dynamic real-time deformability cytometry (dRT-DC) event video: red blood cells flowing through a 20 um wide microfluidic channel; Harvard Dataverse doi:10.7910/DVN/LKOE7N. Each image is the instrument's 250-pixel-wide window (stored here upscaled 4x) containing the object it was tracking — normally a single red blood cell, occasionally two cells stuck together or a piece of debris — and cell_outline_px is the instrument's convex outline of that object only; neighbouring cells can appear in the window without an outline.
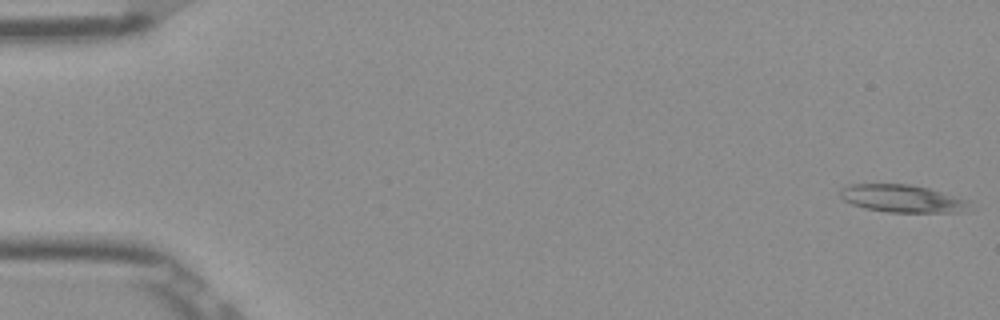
{"species": "Egyptian fruit bat (a non-hibernating species)", "species_latin": "Rousettus aegyptiacus", "temperature_condition": "room temperature", "stored_images_in_passage": 14, "camera_frame_rate_fps": 3000, "um_per_image_px": 0.085, "frame": {"image": 1, "passage_image": 1, "time_ms": 0.0, "image_size_px": [1000, 320], "cell_outline_px": [[968, 200], [960, 212], [888, 212], [864, 208], [852, 204], [844, 200], [840, 196], [840, 192], [848, 184], [908, 184], [928, 188]], "centroid_in_image_um": [76.6, 16.87], "position_along_channel_um": 8.4, "area_um2": 20.29}}